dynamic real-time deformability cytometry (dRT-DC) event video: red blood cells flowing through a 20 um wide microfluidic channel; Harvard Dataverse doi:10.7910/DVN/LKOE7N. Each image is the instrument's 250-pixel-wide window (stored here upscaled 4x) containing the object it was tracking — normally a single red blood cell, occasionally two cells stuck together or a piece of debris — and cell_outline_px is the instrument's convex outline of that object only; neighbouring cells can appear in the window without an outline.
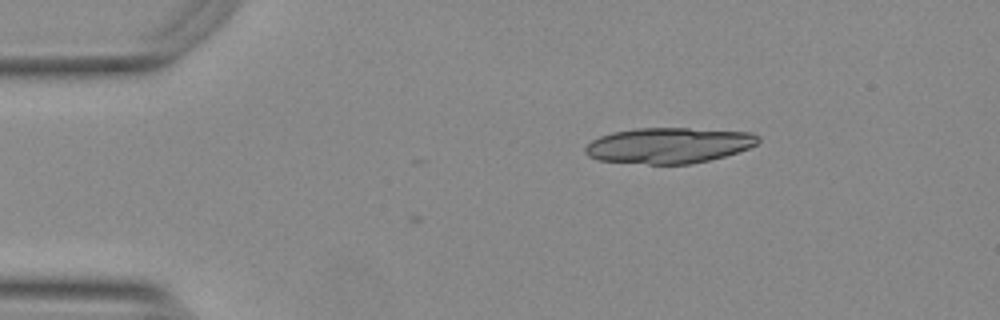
{"species": "Egyptian fruit bat (a non-hibernating species)", "species_latin": "Rousettus aegyptiacus", "temperature_condition": "warm", "stored_images_in_passage": 3, "camera_frame_rate_fps": 3000, "um_per_image_px": 0.085, "animal": {"sex": "female"}, "frame": {"image": 1, "passage_image": 1, "time_ms": 0.0, "image_size_px": [1000, 320], "cell_outline_px": [[760, 140], [756, 144], [748, 148], [724, 156], [692, 164], [648, 164], [600, 160], [588, 156], [584, 152], [584, 148], [592, 140], [600, 136], [612, 132], [636, 128], [688, 128], [752, 132], [760, 136]], "centroid_in_image_um": [56.84, 12.35], "position_along_channel_um": 28.2, "area_um2": 35.95}}